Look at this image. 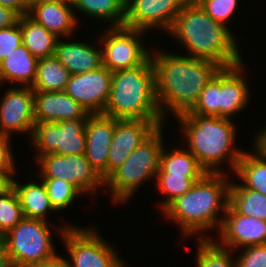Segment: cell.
<instances>
[{
    "label": "cell",
    "mask_w": 266,
    "mask_h": 267,
    "mask_svg": "<svg viewBox=\"0 0 266 267\" xmlns=\"http://www.w3.org/2000/svg\"><path fill=\"white\" fill-rule=\"evenodd\" d=\"M150 59L163 118L168 110L175 117L189 112L207 83L221 69L211 61L162 51L151 52Z\"/></svg>",
    "instance_id": "obj_1"
},
{
    "label": "cell",
    "mask_w": 266,
    "mask_h": 267,
    "mask_svg": "<svg viewBox=\"0 0 266 267\" xmlns=\"http://www.w3.org/2000/svg\"><path fill=\"white\" fill-rule=\"evenodd\" d=\"M185 46L189 56L229 68L243 63L231 30L214 21L194 1L188 0L168 32Z\"/></svg>",
    "instance_id": "obj_2"
},
{
    "label": "cell",
    "mask_w": 266,
    "mask_h": 267,
    "mask_svg": "<svg viewBox=\"0 0 266 267\" xmlns=\"http://www.w3.org/2000/svg\"><path fill=\"white\" fill-rule=\"evenodd\" d=\"M228 179L222 172H207L189 191L172 201L162 211L163 215L176 221L186 236H198L215 226L219 231L224 218H218L219 210L225 213L229 204Z\"/></svg>",
    "instance_id": "obj_3"
},
{
    "label": "cell",
    "mask_w": 266,
    "mask_h": 267,
    "mask_svg": "<svg viewBox=\"0 0 266 267\" xmlns=\"http://www.w3.org/2000/svg\"><path fill=\"white\" fill-rule=\"evenodd\" d=\"M175 118L184 131L187 150L208 173L223 172L218 169V165L224 163V159L229 161L231 170L235 172L244 151L233 147L236 142V125L232 119L188 112Z\"/></svg>",
    "instance_id": "obj_4"
},
{
    "label": "cell",
    "mask_w": 266,
    "mask_h": 267,
    "mask_svg": "<svg viewBox=\"0 0 266 267\" xmlns=\"http://www.w3.org/2000/svg\"><path fill=\"white\" fill-rule=\"evenodd\" d=\"M103 115L116 119L165 120L156 98L150 57L135 68L113 72Z\"/></svg>",
    "instance_id": "obj_5"
},
{
    "label": "cell",
    "mask_w": 266,
    "mask_h": 267,
    "mask_svg": "<svg viewBox=\"0 0 266 267\" xmlns=\"http://www.w3.org/2000/svg\"><path fill=\"white\" fill-rule=\"evenodd\" d=\"M159 126L127 157L106 179L113 202H125L137 192L139 187L151 177H156L159 170L163 145L162 129Z\"/></svg>",
    "instance_id": "obj_6"
},
{
    "label": "cell",
    "mask_w": 266,
    "mask_h": 267,
    "mask_svg": "<svg viewBox=\"0 0 266 267\" xmlns=\"http://www.w3.org/2000/svg\"><path fill=\"white\" fill-rule=\"evenodd\" d=\"M48 224L43 220L23 218L2 236L12 266L42 262L58 256L53 246L52 232Z\"/></svg>",
    "instance_id": "obj_7"
},
{
    "label": "cell",
    "mask_w": 266,
    "mask_h": 267,
    "mask_svg": "<svg viewBox=\"0 0 266 267\" xmlns=\"http://www.w3.org/2000/svg\"><path fill=\"white\" fill-rule=\"evenodd\" d=\"M58 230L69 252L70 259L64 258L67 267H125L116 248L103 240L94 227L66 225Z\"/></svg>",
    "instance_id": "obj_8"
},
{
    "label": "cell",
    "mask_w": 266,
    "mask_h": 267,
    "mask_svg": "<svg viewBox=\"0 0 266 267\" xmlns=\"http://www.w3.org/2000/svg\"><path fill=\"white\" fill-rule=\"evenodd\" d=\"M87 119L62 120L59 122L35 123L31 136L38 151L37 158L47 154H85Z\"/></svg>",
    "instance_id": "obj_9"
},
{
    "label": "cell",
    "mask_w": 266,
    "mask_h": 267,
    "mask_svg": "<svg viewBox=\"0 0 266 267\" xmlns=\"http://www.w3.org/2000/svg\"><path fill=\"white\" fill-rule=\"evenodd\" d=\"M100 35L103 65L112 72L135 68L142 65L149 57L150 51L141 42L145 31L125 26L110 27Z\"/></svg>",
    "instance_id": "obj_10"
},
{
    "label": "cell",
    "mask_w": 266,
    "mask_h": 267,
    "mask_svg": "<svg viewBox=\"0 0 266 267\" xmlns=\"http://www.w3.org/2000/svg\"><path fill=\"white\" fill-rule=\"evenodd\" d=\"M41 178L62 179L74 185L82 194H94L105 186V180L97 173L89 160L82 155H57L54 153L38 157Z\"/></svg>",
    "instance_id": "obj_11"
},
{
    "label": "cell",
    "mask_w": 266,
    "mask_h": 267,
    "mask_svg": "<svg viewBox=\"0 0 266 267\" xmlns=\"http://www.w3.org/2000/svg\"><path fill=\"white\" fill-rule=\"evenodd\" d=\"M188 0H126L124 26L141 31L150 28L169 32Z\"/></svg>",
    "instance_id": "obj_12"
},
{
    "label": "cell",
    "mask_w": 266,
    "mask_h": 267,
    "mask_svg": "<svg viewBox=\"0 0 266 267\" xmlns=\"http://www.w3.org/2000/svg\"><path fill=\"white\" fill-rule=\"evenodd\" d=\"M113 72L104 65L95 70L71 75L65 92L90 114H103L111 90Z\"/></svg>",
    "instance_id": "obj_13"
},
{
    "label": "cell",
    "mask_w": 266,
    "mask_h": 267,
    "mask_svg": "<svg viewBox=\"0 0 266 267\" xmlns=\"http://www.w3.org/2000/svg\"><path fill=\"white\" fill-rule=\"evenodd\" d=\"M163 120L116 119L107 159V177L125 162L127 157L146 140Z\"/></svg>",
    "instance_id": "obj_14"
},
{
    "label": "cell",
    "mask_w": 266,
    "mask_h": 267,
    "mask_svg": "<svg viewBox=\"0 0 266 267\" xmlns=\"http://www.w3.org/2000/svg\"><path fill=\"white\" fill-rule=\"evenodd\" d=\"M2 97L0 105V133H31L34 117V90L31 87L10 88Z\"/></svg>",
    "instance_id": "obj_15"
},
{
    "label": "cell",
    "mask_w": 266,
    "mask_h": 267,
    "mask_svg": "<svg viewBox=\"0 0 266 267\" xmlns=\"http://www.w3.org/2000/svg\"><path fill=\"white\" fill-rule=\"evenodd\" d=\"M220 227L219 245L236 250L266 244V221L238 214L229 204Z\"/></svg>",
    "instance_id": "obj_16"
},
{
    "label": "cell",
    "mask_w": 266,
    "mask_h": 267,
    "mask_svg": "<svg viewBox=\"0 0 266 267\" xmlns=\"http://www.w3.org/2000/svg\"><path fill=\"white\" fill-rule=\"evenodd\" d=\"M114 130L115 118L103 114H91L85 126V156L104 180L107 178V159Z\"/></svg>",
    "instance_id": "obj_17"
},
{
    "label": "cell",
    "mask_w": 266,
    "mask_h": 267,
    "mask_svg": "<svg viewBox=\"0 0 266 267\" xmlns=\"http://www.w3.org/2000/svg\"><path fill=\"white\" fill-rule=\"evenodd\" d=\"M90 115L65 91H34L35 123L88 119Z\"/></svg>",
    "instance_id": "obj_18"
},
{
    "label": "cell",
    "mask_w": 266,
    "mask_h": 267,
    "mask_svg": "<svg viewBox=\"0 0 266 267\" xmlns=\"http://www.w3.org/2000/svg\"><path fill=\"white\" fill-rule=\"evenodd\" d=\"M71 8L72 3L62 0H36L29 7L27 15L57 38H67L78 25Z\"/></svg>",
    "instance_id": "obj_19"
},
{
    "label": "cell",
    "mask_w": 266,
    "mask_h": 267,
    "mask_svg": "<svg viewBox=\"0 0 266 267\" xmlns=\"http://www.w3.org/2000/svg\"><path fill=\"white\" fill-rule=\"evenodd\" d=\"M243 68V63H240L220 69L219 117L231 119L248 105L250 91L242 74Z\"/></svg>",
    "instance_id": "obj_20"
},
{
    "label": "cell",
    "mask_w": 266,
    "mask_h": 267,
    "mask_svg": "<svg viewBox=\"0 0 266 267\" xmlns=\"http://www.w3.org/2000/svg\"><path fill=\"white\" fill-rule=\"evenodd\" d=\"M55 56L71 75L83 74L103 66L102 50L84 42L58 39Z\"/></svg>",
    "instance_id": "obj_21"
},
{
    "label": "cell",
    "mask_w": 266,
    "mask_h": 267,
    "mask_svg": "<svg viewBox=\"0 0 266 267\" xmlns=\"http://www.w3.org/2000/svg\"><path fill=\"white\" fill-rule=\"evenodd\" d=\"M38 60L21 44L0 61V83L5 81L31 87L36 79Z\"/></svg>",
    "instance_id": "obj_22"
},
{
    "label": "cell",
    "mask_w": 266,
    "mask_h": 267,
    "mask_svg": "<svg viewBox=\"0 0 266 267\" xmlns=\"http://www.w3.org/2000/svg\"><path fill=\"white\" fill-rule=\"evenodd\" d=\"M13 178V188L15 189L24 218H32L47 222V211H55L52 207L46 187L42 182H27L18 184Z\"/></svg>",
    "instance_id": "obj_23"
},
{
    "label": "cell",
    "mask_w": 266,
    "mask_h": 267,
    "mask_svg": "<svg viewBox=\"0 0 266 267\" xmlns=\"http://www.w3.org/2000/svg\"><path fill=\"white\" fill-rule=\"evenodd\" d=\"M22 44L38 59L55 55L59 38L50 33L42 25L36 23L28 15L19 18Z\"/></svg>",
    "instance_id": "obj_24"
},
{
    "label": "cell",
    "mask_w": 266,
    "mask_h": 267,
    "mask_svg": "<svg viewBox=\"0 0 266 267\" xmlns=\"http://www.w3.org/2000/svg\"><path fill=\"white\" fill-rule=\"evenodd\" d=\"M235 173L243 184L230 183L229 189H252L266 195V160L257 152L244 151Z\"/></svg>",
    "instance_id": "obj_25"
},
{
    "label": "cell",
    "mask_w": 266,
    "mask_h": 267,
    "mask_svg": "<svg viewBox=\"0 0 266 267\" xmlns=\"http://www.w3.org/2000/svg\"><path fill=\"white\" fill-rule=\"evenodd\" d=\"M70 76V72L55 55L40 58L36 79L31 88L34 91H65Z\"/></svg>",
    "instance_id": "obj_26"
},
{
    "label": "cell",
    "mask_w": 266,
    "mask_h": 267,
    "mask_svg": "<svg viewBox=\"0 0 266 267\" xmlns=\"http://www.w3.org/2000/svg\"><path fill=\"white\" fill-rule=\"evenodd\" d=\"M207 171L198 163L196 157L186 149H172L167 153L162 149L157 174L177 176H204Z\"/></svg>",
    "instance_id": "obj_27"
},
{
    "label": "cell",
    "mask_w": 266,
    "mask_h": 267,
    "mask_svg": "<svg viewBox=\"0 0 266 267\" xmlns=\"http://www.w3.org/2000/svg\"><path fill=\"white\" fill-rule=\"evenodd\" d=\"M73 10H77L95 17L96 19L109 20L110 27L124 26L126 15V0H75Z\"/></svg>",
    "instance_id": "obj_28"
},
{
    "label": "cell",
    "mask_w": 266,
    "mask_h": 267,
    "mask_svg": "<svg viewBox=\"0 0 266 267\" xmlns=\"http://www.w3.org/2000/svg\"><path fill=\"white\" fill-rule=\"evenodd\" d=\"M229 205L238 213L266 221V195L252 189H229Z\"/></svg>",
    "instance_id": "obj_29"
},
{
    "label": "cell",
    "mask_w": 266,
    "mask_h": 267,
    "mask_svg": "<svg viewBox=\"0 0 266 267\" xmlns=\"http://www.w3.org/2000/svg\"><path fill=\"white\" fill-rule=\"evenodd\" d=\"M198 242L197 267H236L230 249L220 246L206 236H201Z\"/></svg>",
    "instance_id": "obj_30"
},
{
    "label": "cell",
    "mask_w": 266,
    "mask_h": 267,
    "mask_svg": "<svg viewBox=\"0 0 266 267\" xmlns=\"http://www.w3.org/2000/svg\"><path fill=\"white\" fill-rule=\"evenodd\" d=\"M203 176H177L171 174H156L157 188L161 194L167 195L165 201L160 202L162 211L176 198L180 197L191 189L196 181Z\"/></svg>",
    "instance_id": "obj_31"
},
{
    "label": "cell",
    "mask_w": 266,
    "mask_h": 267,
    "mask_svg": "<svg viewBox=\"0 0 266 267\" xmlns=\"http://www.w3.org/2000/svg\"><path fill=\"white\" fill-rule=\"evenodd\" d=\"M24 218L19 197L12 187L0 193V237L14 228Z\"/></svg>",
    "instance_id": "obj_32"
},
{
    "label": "cell",
    "mask_w": 266,
    "mask_h": 267,
    "mask_svg": "<svg viewBox=\"0 0 266 267\" xmlns=\"http://www.w3.org/2000/svg\"><path fill=\"white\" fill-rule=\"evenodd\" d=\"M50 203L55 211L64 210L82 193L71 183L62 179L42 178Z\"/></svg>",
    "instance_id": "obj_33"
},
{
    "label": "cell",
    "mask_w": 266,
    "mask_h": 267,
    "mask_svg": "<svg viewBox=\"0 0 266 267\" xmlns=\"http://www.w3.org/2000/svg\"><path fill=\"white\" fill-rule=\"evenodd\" d=\"M220 105V70L211 78L200 93L198 101L188 112L202 116L219 117Z\"/></svg>",
    "instance_id": "obj_34"
},
{
    "label": "cell",
    "mask_w": 266,
    "mask_h": 267,
    "mask_svg": "<svg viewBox=\"0 0 266 267\" xmlns=\"http://www.w3.org/2000/svg\"><path fill=\"white\" fill-rule=\"evenodd\" d=\"M214 21L227 26L235 14L239 0H194Z\"/></svg>",
    "instance_id": "obj_35"
},
{
    "label": "cell",
    "mask_w": 266,
    "mask_h": 267,
    "mask_svg": "<svg viewBox=\"0 0 266 267\" xmlns=\"http://www.w3.org/2000/svg\"><path fill=\"white\" fill-rule=\"evenodd\" d=\"M236 267H266V244L252 245L243 249Z\"/></svg>",
    "instance_id": "obj_36"
},
{
    "label": "cell",
    "mask_w": 266,
    "mask_h": 267,
    "mask_svg": "<svg viewBox=\"0 0 266 267\" xmlns=\"http://www.w3.org/2000/svg\"><path fill=\"white\" fill-rule=\"evenodd\" d=\"M22 44L19 22L9 28L0 29V61Z\"/></svg>",
    "instance_id": "obj_37"
},
{
    "label": "cell",
    "mask_w": 266,
    "mask_h": 267,
    "mask_svg": "<svg viewBox=\"0 0 266 267\" xmlns=\"http://www.w3.org/2000/svg\"><path fill=\"white\" fill-rule=\"evenodd\" d=\"M10 140L9 135L0 133V168H15Z\"/></svg>",
    "instance_id": "obj_38"
},
{
    "label": "cell",
    "mask_w": 266,
    "mask_h": 267,
    "mask_svg": "<svg viewBox=\"0 0 266 267\" xmlns=\"http://www.w3.org/2000/svg\"><path fill=\"white\" fill-rule=\"evenodd\" d=\"M20 16L14 9L0 5V29L9 28L17 24Z\"/></svg>",
    "instance_id": "obj_39"
},
{
    "label": "cell",
    "mask_w": 266,
    "mask_h": 267,
    "mask_svg": "<svg viewBox=\"0 0 266 267\" xmlns=\"http://www.w3.org/2000/svg\"><path fill=\"white\" fill-rule=\"evenodd\" d=\"M13 267H67L64 258L62 256H56L42 262H30L14 265Z\"/></svg>",
    "instance_id": "obj_40"
},
{
    "label": "cell",
    "mask_w": 266,
    "mask_h": 267,
    "mask_svg": "<svg viewBox=\"0 0 266 267\" xmlns=\"http://www.w3.org/2000/svg\"><path fill=\"white\" fill-rule=\"evenodd\" d=\"M16 168H0V193L13 187V176Z\"/></svg>",
    "instance_id": "obj_41"
},
{
    "label": "cell",
    "mask_w": 266,
    "mask_h": 267,
    "mask_svg": "<svg viewBox=\"0 0 266 267\" xmlns=\"http://www.w3.org/2000/svg\"><path fill=\"white\" fill-rule=\"evenodd\" d=\"M0 5L17 11L21 16L27 15L29 6L23 0H0Z\"/></svg>",
    "instance_id": "obj_42"
},
{
    "label": "cell",
    "mask_w": 266,
    "mask_h": 267,
    "mask_svg": "<svg viewBox=\"0 0 266 267\" xmlns=\"http://www.w3.org/2000/svg\"><path fill=\"white\" fill-rule=\"evenodd\" d=\"M254 150L266 160V127L259 131L255 137Z\"/></svg>",
    "instance_id": "obj_43"
},
{
    "label": "cell",
    "mask_w": 266,
    "mask_h": 267,
    "mask_svg": "<svg viewBox=\"0 0 266 267\" xmlns=\"http://www.w3.org/2000/svg\"><path fill=\"white\" fill-rule=\"evenodd\" d=\"M0 267H13L9 258L6 243L0 237Z\"/></svg>",
    "instance_id": "obj_44"
},
{
    "label": "cell",
    "mask_w": 266,
    "mask_h": 267,
    "mask_svg": "<svg viewBox=\"0 0 266 267\" xmlns=\"http://www.w3.org/2000/svg\"><path fill=\"white\" fill-rule=\"evenodd\" d=\"M29 7L36 1V0H23Z\"/></svg>",
    "instance_id": "obj_45"
},
{
    "label": "cell",
    "mask_w": 266,
    "mask_h": 267,
    "mask_svg": "<svg viewBox=\"0 0 266 267\" xmlns=\"http://www.w3.org/2000/svg\"><path fill=\"white\" fill-rule=\"evenodd\" d=\"M62 1H66V2H69V3H72L75 1V0H62Z\"/></svg>",
    "instance_id": "obj_46"
}]
</instances>
